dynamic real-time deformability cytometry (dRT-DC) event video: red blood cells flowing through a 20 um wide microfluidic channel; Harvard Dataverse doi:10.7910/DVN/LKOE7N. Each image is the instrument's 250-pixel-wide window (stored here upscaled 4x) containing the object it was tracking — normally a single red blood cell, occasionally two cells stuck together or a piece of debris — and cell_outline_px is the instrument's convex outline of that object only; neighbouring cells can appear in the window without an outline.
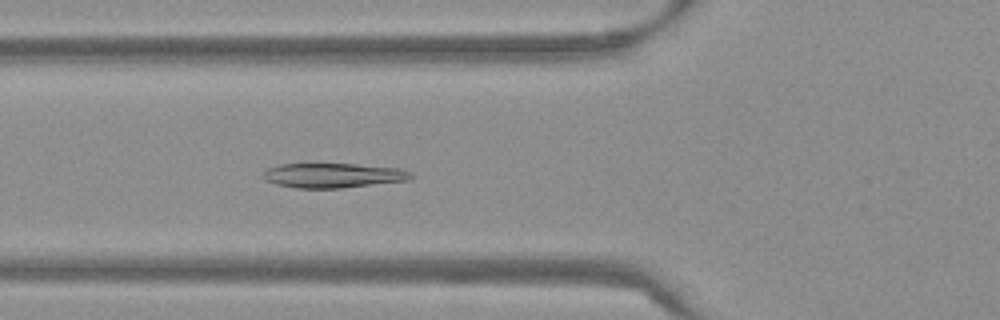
{"species": "Egyptian fruit bat (a non-hibernating species)", "species_latin": "Rousettus aegyptiacus", "temperature_condition": "warm", "stored_images_in_passage": 54, "camera_frame_rate_fps": 3000, "um_per_image_px": 0.085, "frame": {"image": 1, "passage_image": 20, "time_ms": 6.333, "image_size_px": [1000, 320], "cell_outline_px": [[412, 180], [340, 188], [296, 188], [276, 184], [264, 180], [260, 176], [268, 168], [280, 164], [356, 164], [400, 168], [412, 172]], "centroid_in_image_um": [28.32, 14.91], "position_along_channel_um": 97.5, "area_um2": 21.39}}
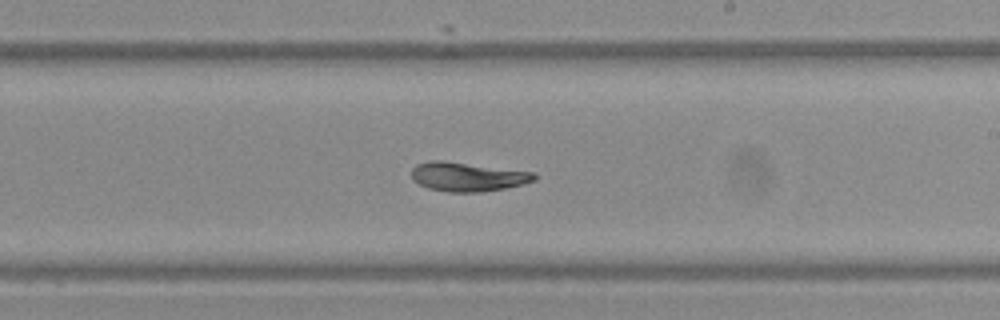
{"frame": {"image": 2, "passage_image": 32, "time_ms": 10.333, "image_size_px": [1000, 320], "cell_outline_px": [[536, 180], [524, 184], [504, 188], [480, 192], [448, 192], [428, 188], [412, 180], [412, 168], [416, 164], [428, 160], [444, 160], [536, 172]], "centroid_in_image_um": [39.75, 15.01], "position_along_channel_um": 249.3, "area_um2": 21.04}}
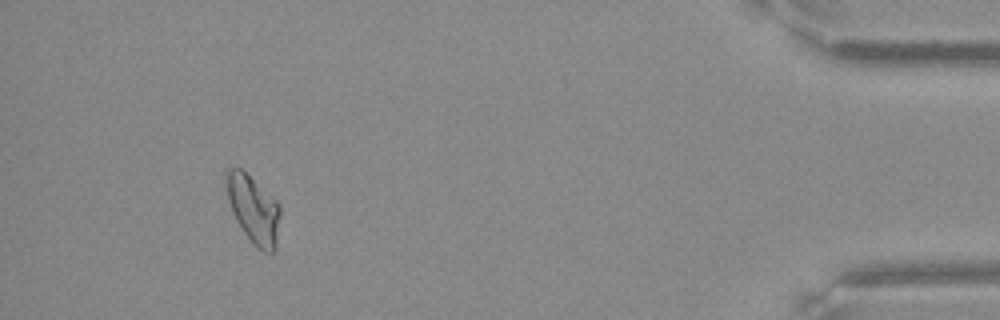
{"frame": {"image": 3, "passage_image": 50, "time_ms": 16.333, "image_size_px": [1000, 320], "cell_outline_px": [[280, 216], [276, 248], [272, 252], [264, 252], [244, 232], [236, 220], [232, 212], [228, 200], [224, 180], [224, 172], [228, 168], [240, 168], [276, 200], [280, 204]], "centroid_in_image_um": [21.52, 17.75], "position_along_channel_um": 413.7, "area_um2": 21.04}, "authors_computed_cell_mechanics": {"area_um2": 21.3282, "velocity_mm_per_s": 3.7788, "shape_relaxation_time_tau1_ms": 6.751, "shape_relaxation_time_tau2_ms": 4.8876, "deformation_change_tau1": 0.1895, "deformation_change_tau2": 0.0657}}